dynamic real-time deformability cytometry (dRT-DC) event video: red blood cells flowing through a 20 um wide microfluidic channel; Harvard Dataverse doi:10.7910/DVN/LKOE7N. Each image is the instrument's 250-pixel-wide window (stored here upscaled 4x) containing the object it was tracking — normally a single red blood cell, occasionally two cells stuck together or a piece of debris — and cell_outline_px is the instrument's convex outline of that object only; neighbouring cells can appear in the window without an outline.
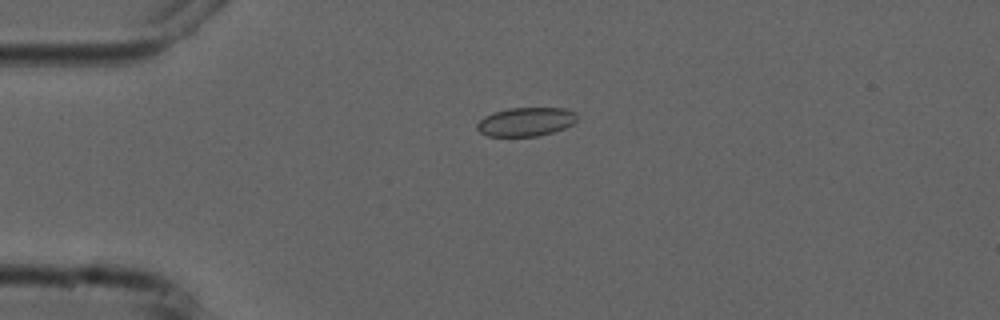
{"species": "common noctule bat (a hibernating species)", "species_latin": "Nyctalus noctula", "temperature_condition": "cold", "stored_images_in_passage": 3, "camera_frame_rate_fps": 3000, "um_per_image_px": 0.085, "animal": {"sex": "male", "forearm_length_mm": 52.5}, "frame": {"image": 1, "passage_image": 1, "time_ms": 0.0, "image_size_px": [1000, 320], "cell_outline_px": [[576, 120], [572, 124], [564, 128], [552, 132], [536, 136], [488, 136], [480, 132], [476, 128], [476, 124], [484, 116], [492, 112], [508, 108], [564, 108], [576, 112]], "centroid_in_image_um": [44.67, 10.34], "position_along_channel_um": 40.3, "area_um2": 16.76}}
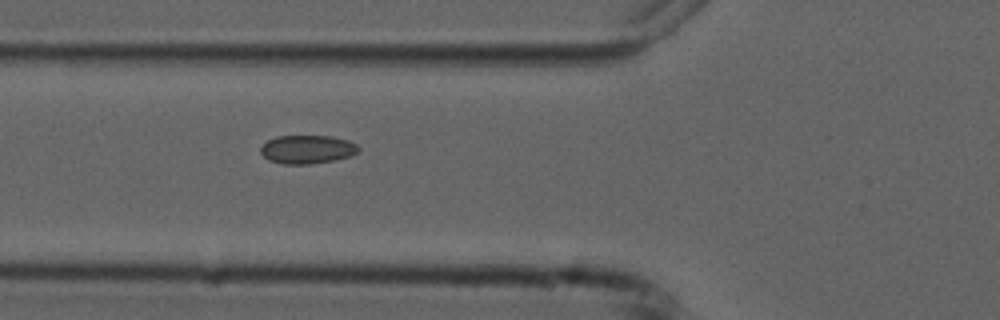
{"frame": {"image": 2, "passage_image": 3, "time_ms": 2.333, "image_size_px": [1000, 320], "cell_outline_px": [[360, 152], [352, 156], [312, 164], [280, 164], [268, 160], [260, 152], [260, 148], [268, 140], [276, 136], [332, 136], [348, 140], [356, 144], [360, 148]], "centroid_in_image_um": [26.13, 12.7], "position_along_channel_um": 99.7, "area_um2": 16.42}}